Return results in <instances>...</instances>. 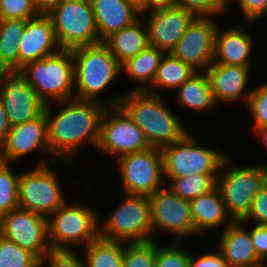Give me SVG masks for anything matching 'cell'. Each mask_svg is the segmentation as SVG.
I'll return each instance as SVG.
<instances>
[{"instance_id": "42", "label": "cell", "mask_w": 267, "mask_h": 267, "mask_svg": "<svg viewBox=\"0 0 267 267\" xmlns=\"http://www.w3.org/2000/svg\"><path fill=\"white\" fill-rule=\"evenodd\" d=\"M250 236L258 258L266 264L267 260V225H254Z\"/></svg>"}, {"instance_id": "35", "label": "cell", "mask_w": 267, "mask_h": 267, "mask_svg": "<svg viewBox=\"0 0 267 267\" xmlns=\"http://www.w3.org/2000/svg\"><path fill=\"white\" fill-rule=\"evenodd\" d=\"M248 92L243 98L253 115L255 132L258 128L267 125V83Z\"/></svg>"}, {"instance_id": "21", "label": "cell", "mask_w": 267, "mask_h": 267, "mask_svg": "<svg viewBox=\"0 0 267 267\" xmlns=\"http://www.w3.org/2000/svg\"><path fill=\"white\" fill-rule=\"evenodd\" d=\"M251 66L212 63L205 71L215 101L236 102L242 96Z\"/></svg>"}, {"instance_id": "22", "label": "cell", "mask_w": 267, "mask_h": 267, "mask_svg": "<svg viewBox=\"0 0 267 267\" xmlns=\"http://www.w3.org/2000/svg\"><path fill=\"white\" fill-rule=\"evenodd\" d=\"M219 31L217 28L212 63L251 66L248 59L253 48L252 36L242 27Z\"/></svg>"}, {"instance_id": "34", "label": "cell", "mask_w": 267, "mask_h": 267, "mask_svg": "<svg viewBox=\"0 0 267 267\" xmlns=\"http://www.w3.org/2000/svg\"><path fill=\"white\" fill-rule=\"evenodd\" d=\"M123 267H153L156 260L157 243L154 240L126 243Z\"/></svg>"}, {"instance_id": "38", "label": "cell", "mask_w": 267, "mask_h": 267, "mask_svg": "<svg viewBox=\"0 0 267 267\" xmlns=\"http://www.w3.org/2000/svg\"><path fill=\"white\" fill-rule=\"evenodd\" d=\"M175 6L192 11L196 16H213L226 12V0H175Z\"/></svg>"}, {"instance_id": "4", "label": "cell", "mask_w": 267, "mask_h": 267, "mask_svg": "<svg viewBox=\"0 0 267 267\" xmlns=\"http://www.w3.org/2000/svg\"><path fill=\"white\" fill-rule=\"evenodd\" d=\"M21 71L45 105L51 104L50 100L59 102L75 99V92L72 91H75V86L71 50L60 49L55 54L26 64Z\"/></svg>"}, {"instance_id": "37", "label": "cell", "mask_w": 267, "mask_h": 267, "mask_svg": "<svg viewBox=\"0 0 267 267\" xmlns=\"http://www.w3.org/2000/svg\"><path fill=\"white\" fill-rule=\"evenodd\" d=\"M176 242V243H175ZM174 240L171 246H158L153 267H188L190 255L177 247Z\"/></svg>"}, {"instance_id": "39", "label": "cell", "mask_w": 267, "mask_h": 267, "mask_svg": "<svg viewBox=\"0 0 267 267\" xmlns=\"http://www.w3.org/2000/svg\"><path fill=\"white\" fill-rule=\"evenodd\" d=\"M73 251L67 249H51L42 259L41 265L47 260L50 267H86L85 260H82Z\"/></svg>"}, {"instance_id": "26", "label": "cell", "mask_w": 267, "mask_h": 267, "mask_svg": "<svg viewBox=\"0 0 267 267\" xmlns=\"http://www.w3.org/2000/svg\"><path fill=\"white\" fill-rule=\"evenodd\" d=\"M164 55L165 52L148 45L140 54L121 64V72L140 82L139 88H133V91H146L151 86Z\"/></svg>"}, {"instance_id": "49", "label": "cell", "mask_w": 267, "mask_h": 267, "mask_svg": "<svg viewBox=\"0 0 267 267\" xmlns=\"http://www.w3.org/2000/svg\"><path fill=\"white\" fill-rule=\"evenodd\" d=\"M264 185L267 187V165H265Z\"/></svg>"}, {"instance_id": "11", "label": "cell", "mask_w": 267, "mask_h": 267, "mask_svg": "<svg viewBox=\"0 0 267 267\" xmlns=\"http://www.w3.org/2000/svg\"><path fill=\"white\" fill-rule=\"evenodd\" d=\"M97 148L119 158L148 150L151 146L144 133L119 106H109L102 117Z\"/></svg>"}, {"instance_id": "32", "label": "cell", "mask_w": 267, "mask_h": 267, "mask_svg": "<svg viewBox=\"0 0 267 267\" xmlns=\"http://www.w3.org/2000/svg\"><path fill=\"white\" fill-rule=\"evenodd\" d=\"M10 163L0 161V218L19 207V178L10 168Z\"/></svg>"}, {"instance_id": "33", "label": "cell", "mask_w": 267, "mask_h": 267, "mask_svg": "<svg viewBox=\"0 0 267 267\" xmlns=\"http://www.w3.org/2000/svg\"><path fill=\"white\" fill-rule=\"evenodd\" d=\"M0 267H41V260L0 235Z\"/></svg>"}, {"instance_id": "44", "label": "cell", "mask_w": 267, "mask_h": 267, "mask_svg": "<svg viewBox=\"0 0 267 267\" xmlns=\"http://www.w3.org/2000/svg\"><path fill=\"white\" fill-rule=\"evenodd\" d=\"M11 123L8 114L0 102V147L4 143L8 132L11 130Z\"/></svg>"}, {"instance_id": "18", "label": "cell", "mask_w": 267, "mask_h": 267, "mask_svg": "<svg viewBox=\"0 0 267 267\" xmlns=\"http://www.w3.org/2000/svg\"><path fill=\"white\" fill-rule=\"evenodd\" d=\"M33 150H41L52 157L45 112L34 120L11 127L0 147V161L14 162Z\"/></svg>"}, {"instance_id": "30", "label": "cell", "mask_w": 267, "mask_h": 267, "mask_svg": "<svg viewBox=\"0 0 267 267\" xmlns=\"http://www.w3.org/2000/svg\"><path fill=\"white\" fill-rule=\"evenodd\" d=\"M124 244L98 237L84 247L86 267H120L123 263Z\"/></svg>"}, {"instance_id": "27", "label": "cell", "mask_w": 267, "mask_h": 267, "mask_svg": "<svg viewBox=\"0 0 267 267\" xmlns=\"http://www.w3.org/2000/svg\"><path fill=\"white\" fill-rule=\"evenodd\" d=\"M197 71L190 65L185 64L171 53H165L157 69L151 86L146 92L160 95L159 87L179 88L185 81L189 80Z\"/></svg>"}, {"instance_id": "48", "label": "cell", "mask_w": 267, "mask_h": 267, "mask_svg": "<svg viewBox=\"0 0 267 267\" xmlns=\"http://www.w3.org/2000/svg\"><path fill=\"white\" fill-rule=\"evenodd\" d=\"M255 132L260 136L264 146L267 148V125L258 128Z\"/></svg>"}, {"instance_id": "43", "label": "cell", "mask_w": 267, "mask_h": 267, "mask_svg": "<svg viewBox=\"0 0 267 267\" xmlns=\"http://www.w3.org/2000/svg\"><path fill=\"white\" fill-rule=\"evenodd\" d=\"M188 267H230L223 255L218 253L202 254L197 260L190 254Z\"/></svg>"}, {"instance_id": "12", "label": "cell", "mask_w": 267, "mask_h": 267, "mask_svg": "<svg viewBox=\"0 0 267 267\" xmlns=\"http://www.w3.org/2000/svg\"><path fill=\"white\" fill-rule=\"evenodd\" d=\"M122 186L126 194L150 196L165 184L162 179L163 157L160 148L119 157Z\"/></svg>"}, {"instance_id": "9", "label": "cell", "mask_w": 267, "mask_h": 267, "mask_svg": "<svg viewBox=\"0 0 267 267\" xmlns=\"http://www.w3.org/2000/svg\"><path fill=\"white\" fill-rule=\"evenodd\" d=\"M163 174L166 178H182L194 174H219L225 153L197 142L187 133L181 140L161 148Z\"/></svg>"}, {"instance_id": "17", "label": "cell", "mask_w": 267, "mask_h": 267, "mask_svg": "<svg viewBox=\"0 0 267 267\" xmlns=\"http://www.w3.org/2000/svg\"><path fill=\"white\" fill-rule=\"evenodd\" d=\"M146 26L150 46L171 53L196 17L189 10L173 6L148 12Z\"/></svg>"}, {"instance_id": "19", "label": "cell", "mask_w": 267, "mask_h": 267, "mask_svg": "<svg viewBox=\"0 0 267 267\" xmlns=\"http://www.w3.org/2000/svg\"><path fill=\"white\" fill-rule=\"evenodd\" d=\"M59 50L51 18L47 14H39L26 21L20 36L19 70L26 64L55 54Z\"/></svg>"}, {"instance_id": "7", "label": "cell", "mask_w": 267, "mask_h": 267, "mask_svg": "<svg viewBox=\"0 0 267 267\" xmlns=\"http://www.w3.org/2000/svg\"><path fill=\"white\" fill-rule=\"evenodd\" d=\"M90 208L67 202L47 217L51 249L73 250L80 242L84 247L99 237V222Z\"/></svg>"}, {"instance_id": "28", "label": "cell", "mask_w": 267, "mask_h": 267, "mask_svg": "<svg viewBox=\"0 0 267 267\" xmlns=\"http://www.w3.org/2000/svg\"><path fill=\"white\" fill-rule=\"evenodd\" d=\"M176 102L196 111L212 109L216 101L205 72L195 73L179 87Z\"/></svg>"}, {"instance_id": "10", "label": "cell", "mask_w": 267, "mask_h": 267, "mask_svg": "<svg viewBox=\"0 0 267 267\" xmlns=\"http://www.w3.org/2000/svg\"><path fill=\"white\" fill-rule=\"evenodd\" d=\"M41 161L19 178V208L48 217L66 203L55 171Z\"/></svg>"}, {"instance_id": "41", "label": "cell", "mask_w": 267, "mask_h": 267, "mask_svg": "<svg viewBox=\"0 0 267 267\" xmlns=\"http://www.w3.org/2000/svg\"><path fill=\"white\" fill-rule=\"evenodd\" d=\"M230 1H237L241 7L244 17L248 22L256 21L267 14V0H226V6Z\"/></svg>"}, {"instance_id": "47", "label": "cell", "mask_w": 267, "mask_h": 267, "mask_svg": "<svg viewBox=\"0 0 267 267\" xmlns=\"http://www.w3.org/2000/svg\"><path fill=\"white\" fill-rule=\"evenodd\" d=\"M133 9H135L139 14L146 12V0H124Z\"/></svg>"}, {"instance_id": "16", "label": "cell", "mask_w": 267, "mask_h": 267, "mask_svg": "<svg viewBox=\"0 0 267 267\" xmlns=\"http://www.w3.org/2000/svg\"><path fill=\"white\" fill-rule=\"evenodd\" d=\"M152 231L162 229L174 233L178 242L183 236L195 234L190 203L170 187L159 188L149 196Z\"/></svg>"}, {"instance_id": "14", "label": "cell", "mask_w": 267, "mask_h": 267, "mask_svg": "<svg viewBox=\"0 0 267 267\" xmlns=\"http://www.w3.org/2000/svg\"><path fill=\"white\" fill-rule=\"evenodd\" d=\"M0 102L12 126L34 120L46 106L21 70H6L1 75Z\"/></svg>"}, {"instance_id": "13", "label": "cell", "mask_w": 267, "mask_h": 267, "mask_svg": "<svg viewBox=\"0 0 267 267\" xmlns=\"http://www.w3.org/2000/svg\"><path fill=\"white\" fill-rule=\"evenodd\" d=\"M0 235L32 252L41 261L51 250L47 217L19 207L0 218Z\"/></svg>"}, {"instance_id": "24", "label": "cell", "mask_w": 267, "mask_h": 267, "mask_svg": "<svg viewBox=\"0 0 267 267\" xmlns=\"http://www.w3.org/2000/svg\"><path fill=\"white\" fill-rule=\"evenodd\" d=\"M189 203L195 234L223 226L225 222H229L228 219L234 221L226 210L217 186L212 191L192 199Z\"/></svg>"}, {"instance_id": "20", "label": "cell", "mask_w": 267, "mask_h": 267, "mask_svg": "<svg viewBox=\"0 0 267 267\" xmlns=\"http://www.w3.org/2000/svg\"><path fill=\"white\" fill-rule=\"evenodd\" d=\"M240 221L227 223L220 241L219 251L230 267H260L264 263L256 255L250 231Z\"/></svg>"}, {"instance_id": "50", "label": "cell", "mask_w": 267, "mask_h": 267, "mask_svg": "<svg viewBox=\"0 0 267 267\" xmlns=\"http://www.w3.org/2000/svg\"><path fill=\"white\" fill-rule=\"evenodd\" d=\"M5 71H6V69L2 66V64L0 62V77Z\"/></svg>"}, {"instance_id": "45", "label": "cell", "mask_w": 267, "mask_h": 267, "mask_svg": "<svg viewBox=\"0 0 267 267\" xmlns=\"http://www.w3.org/2000/svg\"><path fill=\"white\" fill-rule=\"evenodd\" d=\"M62 0H33L36 10L40 14H48Z\"/></svg>"}, {"instance_id": "1", "label": "cell", "mask_w": 267, "mask_h": 267, "mask_svg": "<svg viewBox=\"0 0 267 267\" xmlns=\"http://www.w3.org/2000/svg\"><path fill=\"white\" fill-rule=\"evenodd\" d=\"M120 97L118 95L115 98L112 97L111 102L104 105L99 102L77 99L68 100V102L59 101L58 103L65 106L63 105L55 115H51V107L47 104L44 112L47 120L48 143L50 152L55 157L50 163L56 164L58 158L61 157V159L68 160L66 163L70 165L78 147L85 141L97 148L104 112L108 105L118 106Z\"/></svg>"}, {"instance_id": "3", "label": "cell", "mask_w": 267, "mask_h": 267, "mask_svg": "<svg viewBox=\"0 0 267 267\" xmlns=\"http://www.w3.org/2000/svg\"><path fill=\"white\" fill-rule=\"evenodd\" d=\"M74 59L75 99L102 103L100 93L121 72V64L109 47L101 42L96 45L71 49Z\"/></svg>"}, {"instance_id": "15", "label": "cell", "mask_w": 267, "mask_h": 267, "mask_svg": "<svg viewBox=\"0 0 267 267\" xmlns=\"http://www.w3.org/2000/svg\"><path fill=\"white\" fill-rule=\"evenodd\" d=\"M217 24L210 16H196L171 54L196 71L213 62Z\"/></svg>"}, {"instance_id": "5", "label": "cell", "mask_w": 267, "mask_h": 267, "mask_svg": "<svg viewBox=\"0 0 267 267\" xmlns=\"http://www.w3.org/2000/svg\"><path fill=\"white\" fill-rule=\"evenodd\" d=\"M47 15L60 49L71 50L102 42L90 0H62Z\"/></svg>"}, {"instance_id": "46", "label": "cell", "mask_w": 267, "mask_h": 267, "mask_svg": "<svg viewBox=\"0 0 267 267\" xmlns=\"http://www.w3.org/2000/svg\"><path fill=\"white\" fill-rule=\"evenodd\" d=\"M175 6V0H146V12Z\"/></svg>"}, {"instance_id": "36", "label": "cell", "mask_w": 267, "mask_h": 267, "mask_svg": "<svg viewBox=\"0 0 267 267\" xmlns=\"http://www.w3.org/2000/svg\"><path fill=\"white\" fill-rule=\"evenodd\" d=\"M33 0H1L0 20L27 21L38 16Z\"/></svg>"}, {"instance_id": "29", "label": "cell", "mask_w": 267, "mask_h": 267, "mask_svg": "<svg viewBox=\"0 0 267 267\" xmlns=\"http://www.w3.org/2000/svg\"><path fill=\"white\" fill-rule=\"evenodd\" d=\"M25 26L23 20H0V62L6 70H19V43Z\"/></svg>"}, {"instance_id": "31", "label": "cell", "mask_w": 267, "mask_h": 267, "mask_svg": "<svg viewBox=\"0 0 267 267\" xmlns=\"http://www.w3.org/2000/svg\"><path fill=\"white\" fill-rule=\"evenodd\" d=\"M219 174H194L182 178L169 179L170 188L180 197L192 199L212 191L217 186Z\"/></svg>"}, {"instance_id": "8", "label": "cell", "mask_w": 267, "mask_h": 267, "mask_svg": "<svg viewBox=\"0 0 267 267\" xmlns=\"http://www.w3.org/2000/svg\"><path fill=\"white\" fill-rule=\"evenodd\" d=\"M107 219L99 227V237L103 239L124 243L154 240L149 196L127 194Z\"/></svg>"}, {"instance_id": "40", "label": "cell", "mask_w": 267, "mask_h": 267, "mask_svg": "<svg viewBox=\"0 0 267 267\" xmlns=\"http://www.w3.org/2000/svg\"><path fill=\"white\" fill-rule=\"evenodd\" d=\"M249 220L259 225H267V187L265 185L255 195L251 209L242 222L247 223Z\"/></svg>"}, {"instance_id": "23", "label": "cell", "mask_w": 267, "mask_h": 267, "mask_svg": "<svg viewBox=\"0 0 267 267\" xmlns=\"http://www.w3.org/2000/svg\"><path fill=\"white\" fill-rule=\"evenodd\" d=\"M90 2L102 42L113 33L135 22L140 15L124 0H90Z\"/></svg>"}, {"instance_id": "2", "label": "cell", "mask_w": 267, "mask_h": 267, "mask_svg": "<svg viewBox=\"0 0 267 267\" xmlns=\"http://www.w3.org/2000/svg\"><path fill=\"white\" fill-rule=\"evenodd\" d=\"M119 99L118 106L144 133L151 147L161 149L188 133L160 95L130 90Z\"/></svg>"}, {"instance_id": "25", "label": "cell", "mask_w": 267, "mask_h": 267, "mask_svg": "<svg viewBox=\"0 0 267 267\" xmlns=\"http://www.w3.org/2000/svg\"><path fill=\"white\" fill-rule=\"evenodd\" d=\"M104 43L116 60L123 64L126 60L140 54L149 45L147 26L138 18L129 26L113 33Z\"/></svg>"}, {"instance_id": "6", "label": "cell", "mask_w": 267, "mask_h": 267, "mask_svg": "<svg viewBox=\"0 0 267 267\" xmlns=\"http://www.w3.org/2000/svg\"><path fill=\"white\" fill-rule=\"evenodd\" d=\"M229 161L227 156L222 161L217 188L228 214L234 221H240L247 216L255 195L264 186L265 164L227 168Z\"/></svg>"}]
</instances>
